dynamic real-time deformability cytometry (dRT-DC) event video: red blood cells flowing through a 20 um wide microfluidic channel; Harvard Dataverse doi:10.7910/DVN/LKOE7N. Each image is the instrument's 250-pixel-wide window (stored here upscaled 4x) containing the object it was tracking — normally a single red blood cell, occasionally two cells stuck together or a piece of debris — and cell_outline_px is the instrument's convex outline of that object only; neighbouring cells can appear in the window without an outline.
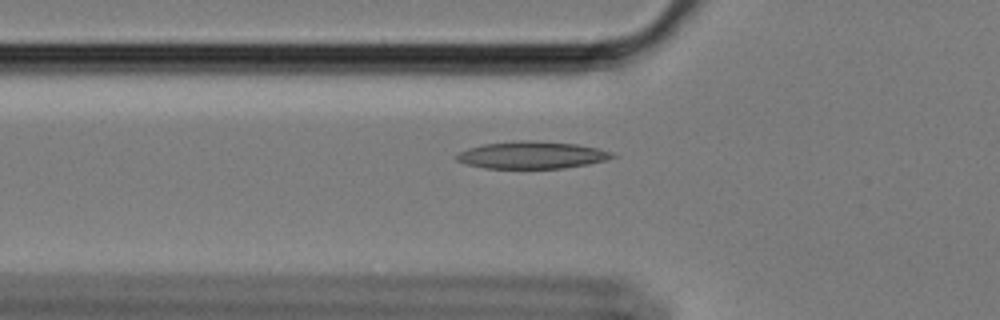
{"species": "Egyptian fruit bat (a non-hibernating species)", "species_latin": "Rousettus aegyptiacus", "temperature_condition": "cold", "stored_images_in_passage": 41, "camera_frame_rate_fps": 3000, "um_per_image_px": 0.085, "animal": {"sex": "female"}, "frame": {"image": 1, "passage_image": 6, "time_ms": 1.667, "image_size_px": [1000, 320], "cell_outline_px": [[616, 156], [608, 160], [588, 164], [564, 168], [484, 168], [468, 164], [456, 160], [456, 156], [460, 152], [468, 148], [484, 144], [516, 140], [532, 140], [576, 144], [596, 148], [612, 152]], "centroid_in_image_um": [45.22, 13.17], "position_along_channel_um": 80.6, "area_um2": 24.62}}
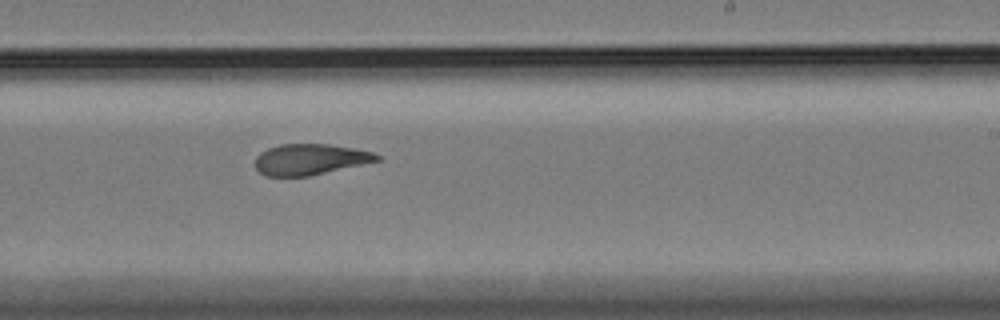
{"frame": {"image": 2, "passage_image": 22, "time_ms": 7.0, "image_size_px": [1000, 320], "cell_outline_px": [[380, 160], [308, 176], [268, 176], [260, 172], [256, 168], [256, 156], [260, 152], [268, 148], [280, 144], [328, 144], [352, 148], [372, 152], [380, 156]], "centroid_in_image_um": [26.33, 13.54], "position_along_channel_um": 262.7, "area_um2": 21.62}}
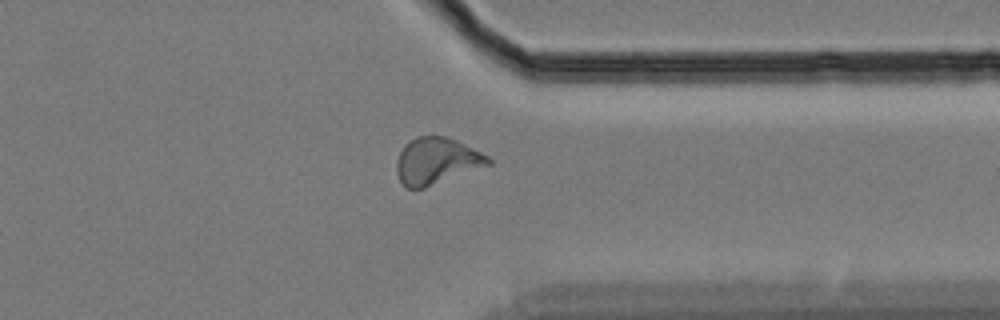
{"frame": {"image": 3, "passage_image": 32, "time_ms": 10.333, "image_size_px": [1000, 320], "cell_outline_px": [[492, 164], [424, 188], [408, 188], [400, 180], [396, 172], [396, 160], [404, 144], [408, 140], [416, 136], [444, 136], [456, 140], [488, 156], [492, 160]], "centroid_in_image_um": [37.09, 13.67], "position_along_channel_um": 374.3, "area_um2": 24.8}}